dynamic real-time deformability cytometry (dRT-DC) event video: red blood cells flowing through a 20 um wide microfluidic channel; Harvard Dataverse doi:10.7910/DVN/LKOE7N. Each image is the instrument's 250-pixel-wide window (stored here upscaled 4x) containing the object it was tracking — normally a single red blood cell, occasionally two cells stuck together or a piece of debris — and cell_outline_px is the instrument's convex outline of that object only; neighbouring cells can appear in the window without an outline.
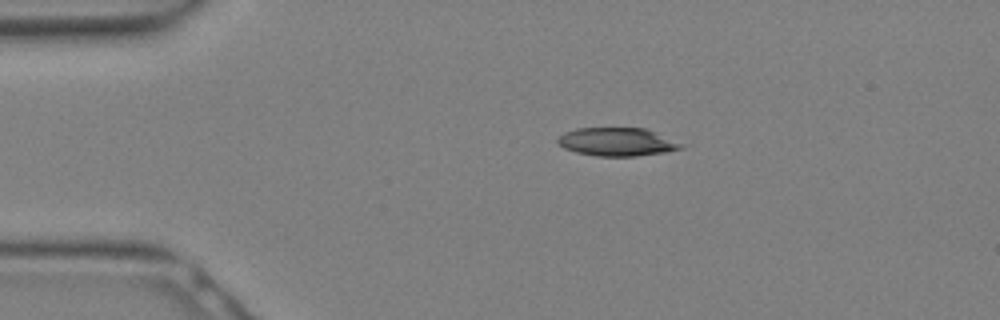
{"species": "Egyptian fruit bat (a non-hibernating species)", "species_latin": "Rousettus aegyptiacus", "temperature_condition": "warm", "stored_images_in_passage": 6, "camera_frame_rate_fps": 3000, "um_per_image_px": 0.085, "animal": {"sex": "female"}, "frame": {"image": 1, "passage_image": 1, "time_ms": 0.0, "image_size_px": [1000, 320], "cell_outline_px": [[688, 144], [684, 148], [664, 152], [636, 156], [596, 156], [576, 152], [564, 148], [556, 140], [564, 132], [576, 128], [644, 128], [656, 132]], "centroid_in_image_um": [52.52, 12.06], "position_along_channel_um": 32.5, "area_um2": 20.52}}
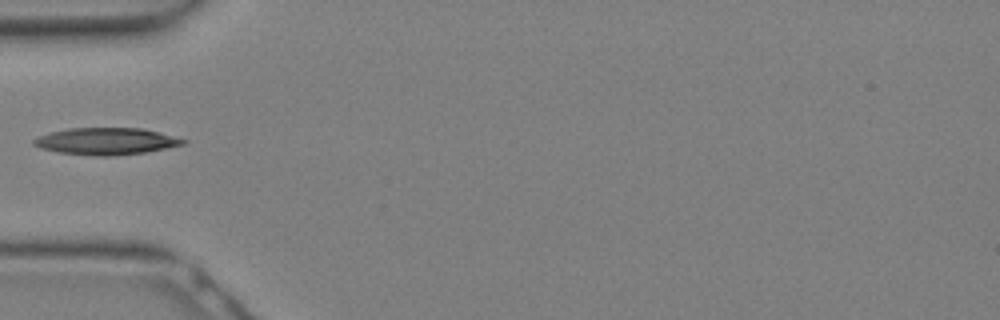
{"frame": {"image": 2, "passage_image": 5, "time_ms": 1.333, "image_size_px": [1000, 320], "cell_outline_px": [[188, 140], [184, 144], [144, 152], [108, 156], [96, 156], [60, 152], [40, 148], [32, 144], [32, 140], [40, 136], [52, 132], [72, 128], [140, 128], [160, 132]], "centroid_in_image_um": [9.03, 12.0], "position_along_channel_um": 76.0, "area_um2": 23.06}}